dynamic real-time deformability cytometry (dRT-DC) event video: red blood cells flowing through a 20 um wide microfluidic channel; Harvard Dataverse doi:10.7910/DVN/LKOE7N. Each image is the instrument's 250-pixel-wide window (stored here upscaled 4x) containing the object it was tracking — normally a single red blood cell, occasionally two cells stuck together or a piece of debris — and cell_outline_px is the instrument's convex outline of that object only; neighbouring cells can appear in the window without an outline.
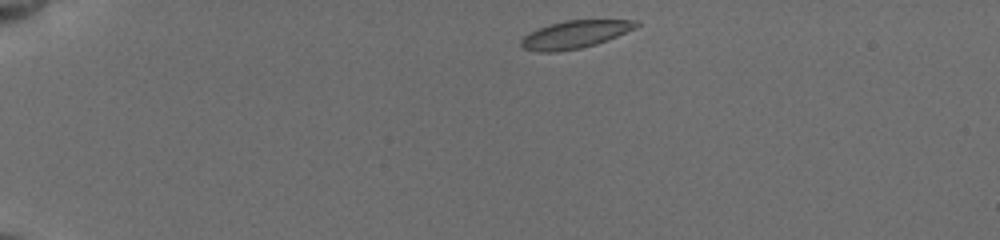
{"species": "common noctule bat (a hibernating species)", "species_latin": "Nyctalus noctula", "temperature_condition": "cold", "stored_images_in_passage": 13, "camera_frame_rate_fps": 3000, "um_per_image_px": 0.085, "animal": {"sex": "female", "body_mass_g": 19.5, "forearm_length_mm": 54.1}, "frame": {"image": 1, "passage_image": 1, "time_ms": 0.0, "image_size_px": [1000, 240], "cell_outline_px": [[640, 24], [636, 28], [608, 40], [596, 44], [580, 48], [556, 52], [536, 52], [524, 48], [520, 44], [520, 40], [528, 32], [548, 24], [564, 20], [640, 20]], "centroid_in_image_um": [48.86, 2.92], "position_along_channel_um": 36.1, "area_um2": 18.79}}
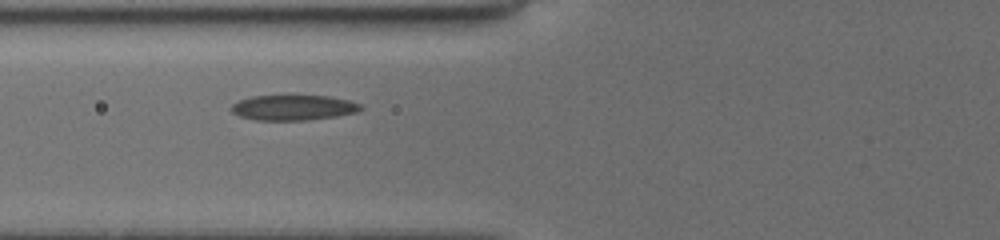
{"frame": {"image": 2, "passage_image": 6, "time_ms": 3.667, "image_size_px": [1000, 240], "cell_outline_px": [[364, 108], [356, 112], [336, 116], [308, 120], [256, 120], [240, 116], [232, 112], [228, 108], [232, 104], [240, 100], [252, 96], [328, 96], [348, 100], [360, 104]], "centroid_in_image_um": [24.91, 9.15], "position_along_channel_um": 100.9, "area_um2": 18.96}}
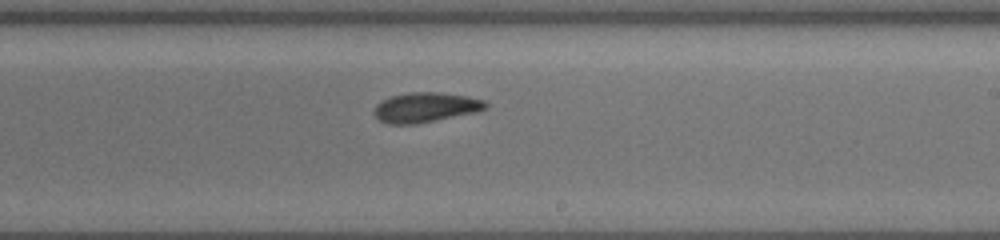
{"frame": {"image": 3, "passage_image": 13, "time_ms": 7.667, "image_size_px": [1000, 240], "cell_outline_px": [[488, 108], [480, 112], [412, 124], [388, 124], [380, 120], [372, 112], [376, 104], [392, 96], [408, 92], [440, 92], [468, 96], [484, 100], [488, 104]], "centroid_in_image_um": [36.22, 9.12], "position_along_channel_um": 252.8, "area_um2": 19.48}}